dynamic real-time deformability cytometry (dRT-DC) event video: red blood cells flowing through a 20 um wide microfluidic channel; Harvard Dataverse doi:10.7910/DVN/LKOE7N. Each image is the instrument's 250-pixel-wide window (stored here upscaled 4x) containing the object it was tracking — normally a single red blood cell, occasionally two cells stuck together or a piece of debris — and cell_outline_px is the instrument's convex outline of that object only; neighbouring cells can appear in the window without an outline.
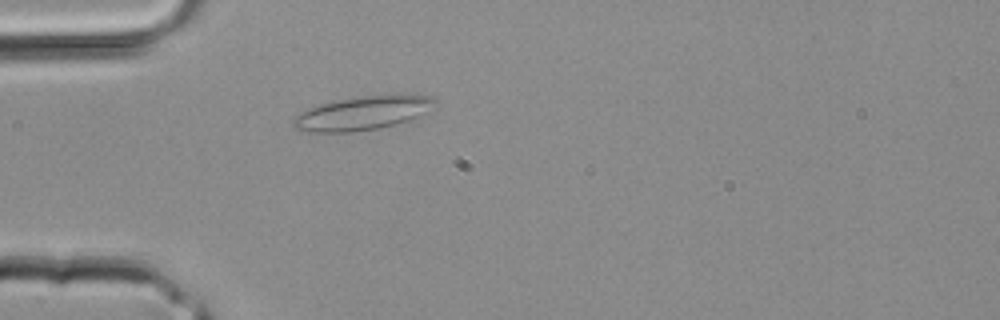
{"species": "common noctule bat (a hibernating species)", "species_latin": "Nyctalus noctula", "temperature_condition": "room temperature", "stored_images_in_passage": 3, "camera_frame_rate_fps": 3000, "um_per_image_px": 0.085, "animal": {"sex": "male", "body_mass_g": 20.4}, "frame": {"image": 1, "passage_image": 3, "time_ms": 0.667, "image_size_px": [1000, 320], "cell_outline_px": [[436, 100], [420, 116], [396, 124], [380, 128], [352, 132], [308, 132], [296, 128], [292, 124], [292, 120], [300, 112], [308, 108], [320, 104], [352, 96], [384, 92], [396, 92], [432, 96]], "centroid_in_image_um": [30.83, 9.56], "position_along_channel_um": 54.2, "area_um2": 28.67}}